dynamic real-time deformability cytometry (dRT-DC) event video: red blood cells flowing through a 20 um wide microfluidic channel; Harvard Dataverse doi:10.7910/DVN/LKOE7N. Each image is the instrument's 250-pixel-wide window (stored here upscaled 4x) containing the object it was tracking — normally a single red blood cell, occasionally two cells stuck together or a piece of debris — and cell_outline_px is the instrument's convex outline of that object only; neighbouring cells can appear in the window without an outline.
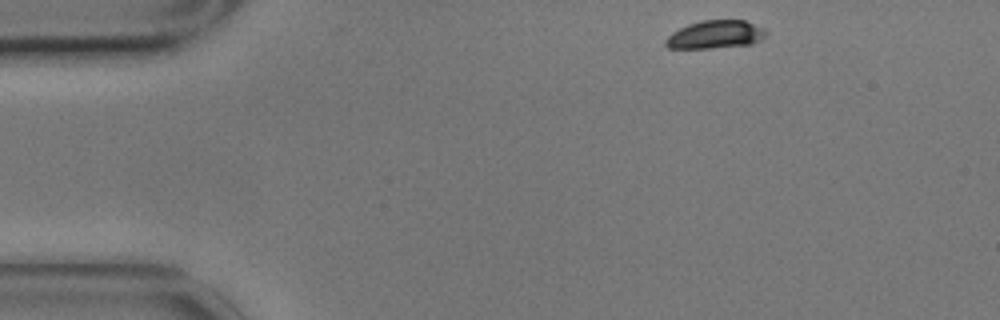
{"species": "common noctule bat (a hibernating species)", "species_latin": "Nyctalus noctula", "temperature_condition": "cold", "stored_images_in_passage": 51, "camera_frame_rate_fps": 3000, "um_per_image_px": 0.085, "animal": {"sex": "male", "body_mass_g": 17.9}, "frame": {"image": 1, "passage_image": 1, "time_ms": 0.0, "image_size_px": [1000, 320], "cell_outline_px": [[768, 32], [760, 40], [752, 44], [712, 48], [668, 48], [664, 44], [664, 40], [672, 32], [688, 24], [700, 20], [744, 20], [764, 28]], "centroid_in_image_um": [60.79, 2.93], "position_along_channel_um": 24.2, "area_um2": 16.47}}
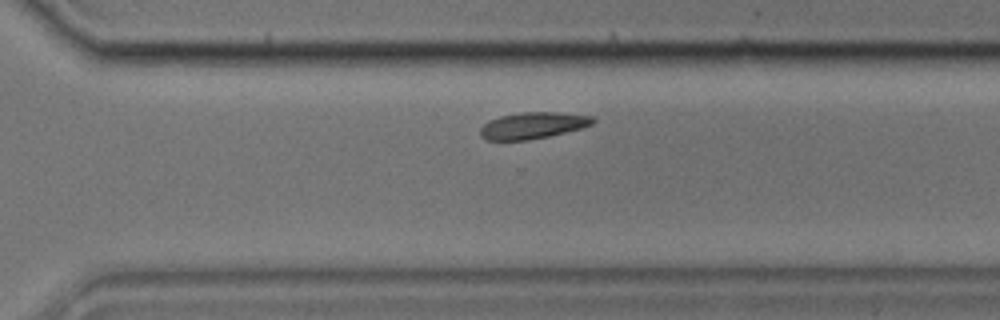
{"frame": {"image": 2, "passage_image": 33, "time_ms": 10.667, "image_size_px": [1000, 320], "cell_outline_px": [[596, 120], [592, 124], [584, 128], [548, 136], [528, 140], [484, 140], [480, 136], [480, 128], [488, 120], [500, 116], [520, 112], [556, 112], [592, 116]], "centroid_in_image_um": [45.28, 10.66], "position_along_channel_um": 325.3, "area_um2": 17.51}}
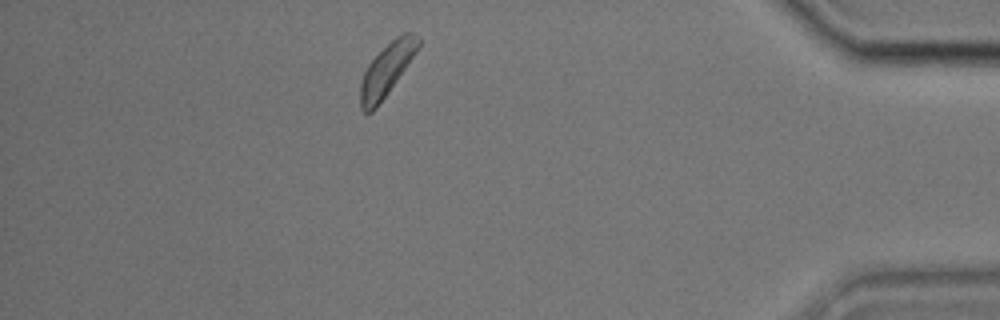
{"frame": {"image": 3, "passage_image": 44, "time_ms": 14.333, "image_size_px": [1000, 320], "cell_outline_px": [[420, 44], [416, 52], [388, 92], [376, 108], [372, 112], [364, 112], [360, 108], [360, 84], [364, 72], [368, 64], [396, 36], [404, 32], [412, 32], [420, 36]], "centroid_in_image_um": [32.87, 5.92], "position_along_channel_um": 402.3, "area_um2": 17.34}, "authors_computed_cell_mechanics": {"area_um2": 17.5712, "velocity_mm_per_s": 3.372, "shape_relaxation_time_tau1_ms": 0.8551, "shape_relaxation_time_tau2_ms": null, "deformation_change_tau1": 0.0919, "deformation_change_tau2": null}}